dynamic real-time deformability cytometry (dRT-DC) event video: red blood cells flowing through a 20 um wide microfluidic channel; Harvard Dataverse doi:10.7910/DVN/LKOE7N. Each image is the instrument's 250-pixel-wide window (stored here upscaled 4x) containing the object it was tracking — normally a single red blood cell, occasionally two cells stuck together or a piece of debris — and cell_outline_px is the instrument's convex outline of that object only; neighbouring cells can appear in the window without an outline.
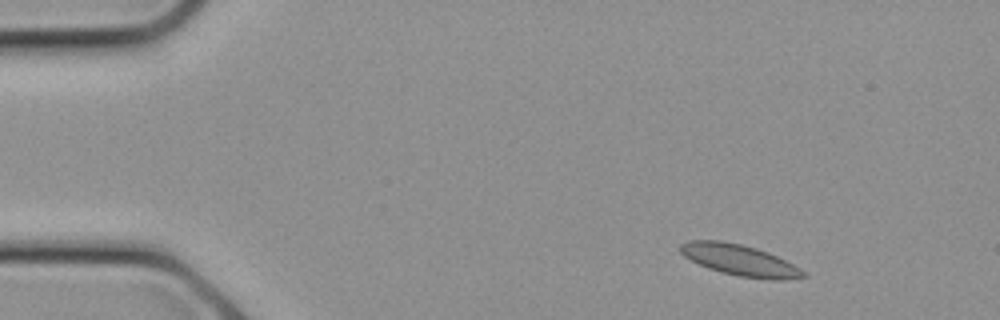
{"species": "common noctule bat (a hibernating species)", "species_latin": "Nyctalus noctula", "temperature_condition": "cold", "stored_images_in_passage": 8, "camera_frame_rate_fps": 3000, "um_per_image_px": 0.085, "animal": {"sex": "female", "body_mass_g": 21.9}, "frame": {"image": 1, "passage_image": 2, "time_ms": 0.333, "image_size_px": [1000, 320], "cell_outline_px": [[808, 276], [784, 280], [772, 280], [740, 276], [720, 272], [708, 268], [684, 256], [680, 252], [680, 244], [688, 240], [720, 240], [740, 244], [756, 248], [768, 252], [800, 268]], "centroid_in_image_um": [62.86, 22.11], "position_along_channel_um": 22.1, "area_um2": 22.14}}
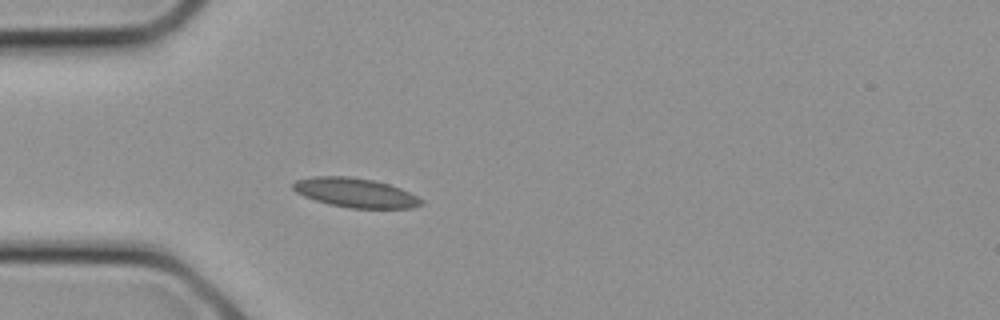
{"frame": {"image": 2, "passage_image": 6, "time_ms": 1.667, "image_size_px": [1000, 320], "cell_outline_px": [[424, 204], [412, 208], [348, 208], [328, 204], [304, 196], [296, 192], [292, 188], [292, 184], [296, 180], [312, 176], [348, 176], [372, 180], [388, 184], [400, 188], [424, 200]], "centroid_in_image_um": [30.2, 16.38], "position_along_channel_um": 54.8, "area_um2": 21.91}}
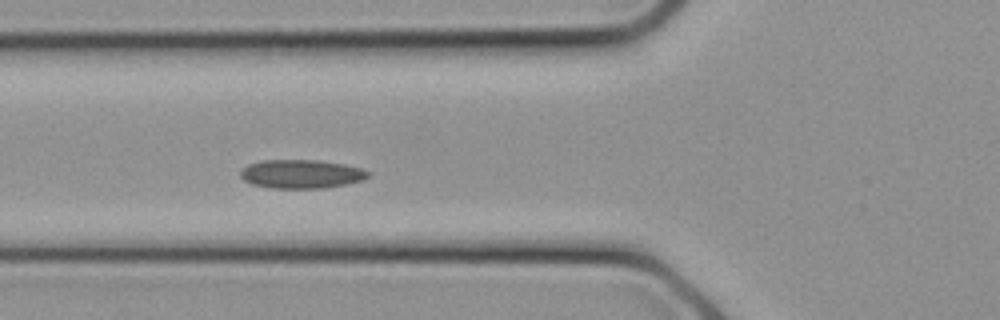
{"frame": {"image": 3, "passage_image": 8, "time_ms": 2.333, "image_size_px": [1000, 320], "cell_outline_px": [[372, 172], [364, 180], [324, 188], [272, 188], [252, 184], [244, 180], [240, 176], [240, 172], [248, 164], [260, 160], [316, 160], [344, 164], [364, 168]], "centroid_in_image_um": [25.64, 14.78], "position_along_channel_um": 100.2, "area_um2": 21.44}}